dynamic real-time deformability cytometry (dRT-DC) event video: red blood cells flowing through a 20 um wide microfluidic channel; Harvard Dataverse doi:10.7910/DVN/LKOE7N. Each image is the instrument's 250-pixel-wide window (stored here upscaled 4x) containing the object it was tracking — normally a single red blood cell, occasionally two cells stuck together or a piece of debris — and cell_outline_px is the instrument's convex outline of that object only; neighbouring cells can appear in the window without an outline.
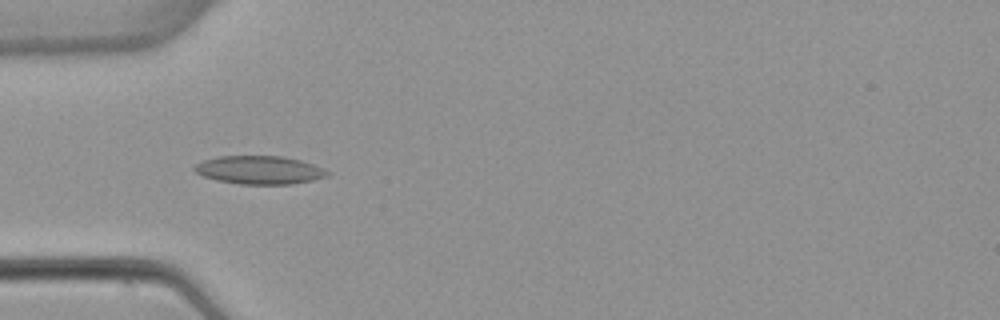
{"species": "common noctule bat (a hibernating species)", "species_latin": "Nyctalus noctula", "temperature_condition": "warm", "stored_images_in_passage": 4, "camera_frame_rate_fps": 3000, "um_per_image_px": 0.085, "animal": {"sex": "female", "body_mass_g": 22.7, "forearm_length_mm": 54.2}, "frame": {"image": 1, "passage_image": 3, "time_ms": 2.333, "image_size_px": [1000, 320], "cell_outline_px": [[332, 172], [328, 176], [312, 180], [292, 184], [240, 184], [216, 180], [204, 176], [196, 172], [192, 168], [196, 164], [204, 160], [220, 156], [284, 156], [300, 160], [324, 168]], "centroid_in_image_um": [22.08, 14.45], "position_along_channel_um": 62.9, "area_um2": 21.91}}
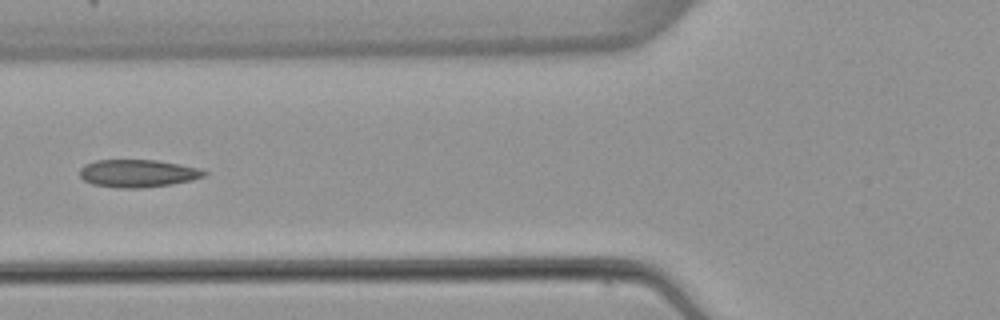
{"frame": {"image": 2, "passage_image": 4, "time_ms": 3.667, "image_size_px": [1000, 320], "cell_outline_px": [[208, 172], [204, 176], [192, 180], [172, 184], [140, 188], [124, 188], [92, 184], [84, 180], [80, 176], [80, 168], [84, 164], [96, 160], [156, 160], [180, 164], [200, 168]], "centroid_in_image_um": [11.72, 14.73], "position_along_channel_um": 114.1, "area_um2": 20.06}}